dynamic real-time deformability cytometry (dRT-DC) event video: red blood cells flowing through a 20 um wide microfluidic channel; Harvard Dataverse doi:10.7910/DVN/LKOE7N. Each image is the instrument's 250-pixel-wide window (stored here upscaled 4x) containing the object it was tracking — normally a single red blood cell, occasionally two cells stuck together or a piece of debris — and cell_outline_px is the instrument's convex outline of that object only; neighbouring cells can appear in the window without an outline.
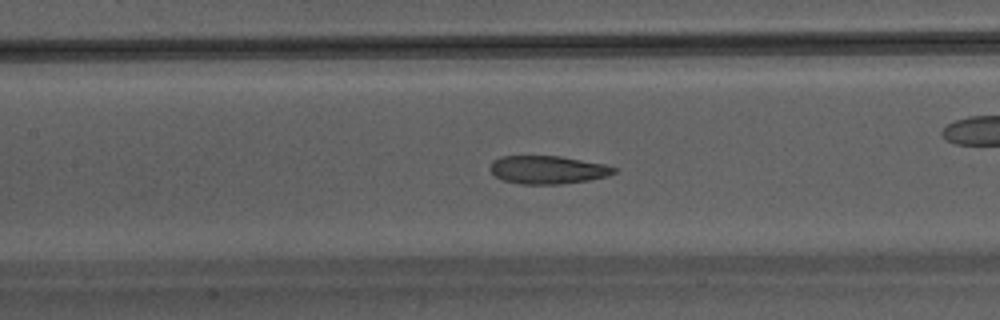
{"species": "Egyptian fruit bat (a non-hibernating species)", "species_latin": "Rousettus aegyptiacus", "temperature_condition": "warm", "stored_images_in_passage": 45, "camera_frame_rate_fps": 3000, "um_per_image_px": 0.085, "animal": {"sex": "male"}, "frame": {"image": 1, "passage_image": 20, "time_ms": 6.333, "image_size_px": [1000, 320], "cell_outline_px": [[616, 172], [608, 176], [588, 180], [560, 184], [520, 184], [504, 180], [496, 176], [488, 168], [492, 160], [500, 156], [560, 156], [604, 164], [616, 168]], "centroid_in_image_um": [46.53, 14.42], "position_along_channel_um": 160.9, "area_um2": 20.29}}